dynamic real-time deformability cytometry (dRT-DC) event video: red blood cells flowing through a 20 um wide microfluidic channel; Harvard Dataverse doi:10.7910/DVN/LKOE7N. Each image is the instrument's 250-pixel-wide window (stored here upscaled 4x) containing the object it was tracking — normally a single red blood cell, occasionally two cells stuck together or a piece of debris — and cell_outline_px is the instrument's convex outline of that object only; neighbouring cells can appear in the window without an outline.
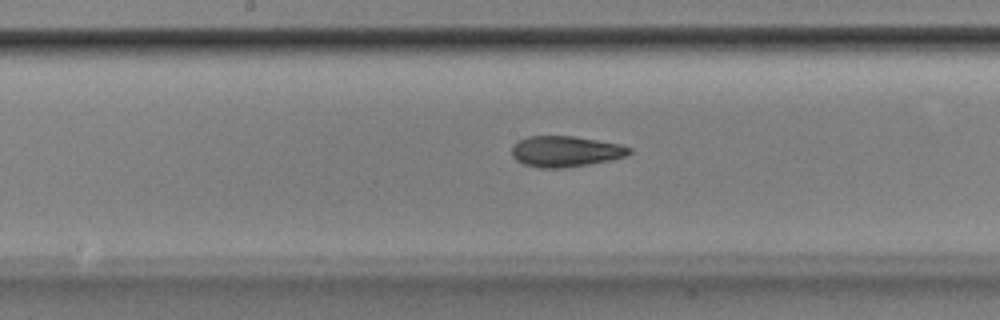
{"species": "Egyptian fruit bat (a non-hibernating species)", "species_latin": "Rousettus aegyptiacus", "temperature_condition": "room temperature", "stored_images_in_passage": 42, "camera_frame_rate_fps": 3000, "um_per_image_px": 0.085, "animal": {"sex": "male"}, "frame": {"image": 1, "passage_image": 27, "time_ms": 8.667, "image_size_px": [1000, 320], "cell_outline_px": [[632, 152], [628, 156], [612, 160], [564, 168], [540, 168], [524, 164], [516, 160], [512, 156], [512, 148], [516, 140], [528, 136], [572, 136], [620, 144], [632, 148]], "centroid_in_image_um": [48.07, 12.87], "position_along_channel_um": 200.1, "area_um2": 21.27}}
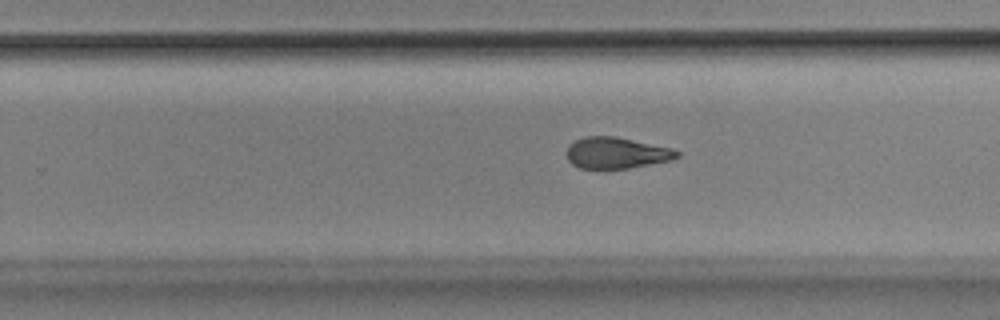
{"frame": {"image": 2, "passage_image": 33, "time_ms": 10.667, "image_size_px": [1000, 320], "cell_outline_px": [[680, 156], [672, 160], [628, 168], [580, 168], [572, 164], [568, 160], [568, 148], [576, 140], [584, 136], [616, 136], [672, 148], [680, 152]], "centroid_in_image_um": [52.44, 12.99], "position_along_channel_um": 277.4, "area_um2": 19.94}}
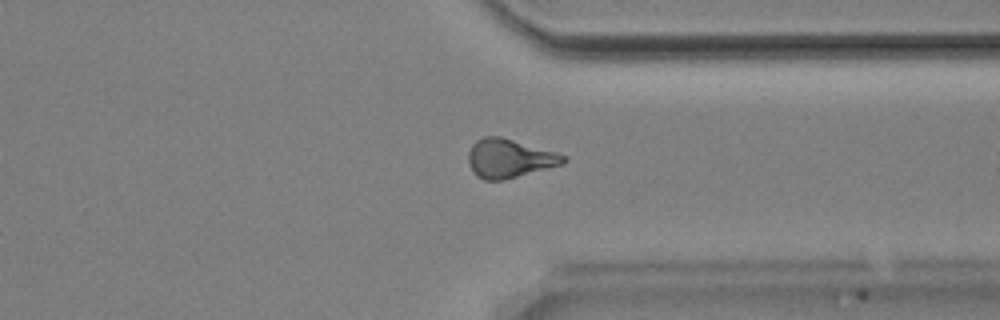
{"frame": {"image": 3, "passage_image": 40, "time_ms": 13.0, "image_size_px": [1000, 320], "cell_outline_px": [[568, 160], [564, 164], [504, 180], [484, 180], [476, 176], [468, 164], [468, 152], [472, 144], [476, 140], [484, 136], [500, 136], [556, 152], [568, 156]], "centroid_in_image_um": [43.3, 13.46], "position_along_channel_um": 368.1, "area_um2": 21.68}}